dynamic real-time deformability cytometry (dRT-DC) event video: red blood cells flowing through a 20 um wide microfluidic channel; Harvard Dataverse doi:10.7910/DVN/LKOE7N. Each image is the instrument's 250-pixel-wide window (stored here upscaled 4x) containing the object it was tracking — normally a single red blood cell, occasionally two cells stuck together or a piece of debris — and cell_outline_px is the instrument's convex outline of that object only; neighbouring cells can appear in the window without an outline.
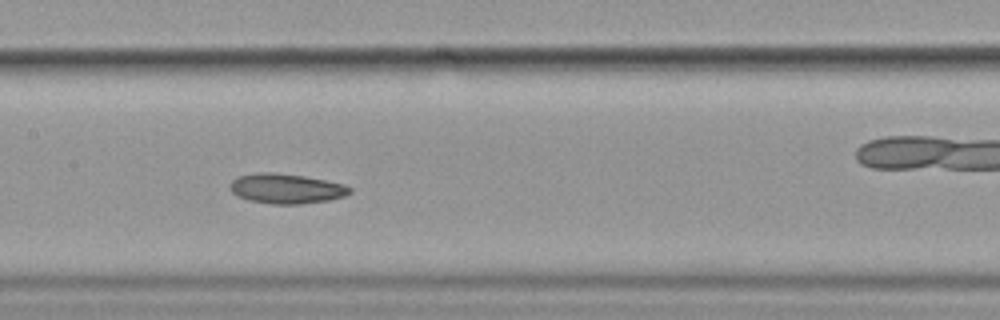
{"species": "common noctule bat (a hibernating species)", "species_latin": "Nyctalus noctula", "temperature_condition": "cold", "stored_images_in_passage": 8, "camera_frame_rate_fps": 3000, "um_per_image_px": 0.085, "animal": {"sex": "female", "body_mass_g": 19.9}, "frame": {"image": 1, "passage_image": 7, "time_ms": 7.0, "image_size_px": [1000, 320], "cell_outline_px": [[352, 192], [344, 196], [328, 200], [300, 204], [272, 204], [248, 200], [236, 196], [228, 188], [228, 184], [236, 176], [260, 172], [272, 172], [304, 176], [344, 184], [352, 188]], "centroid_in_image_um": [24.28, 16.03], "position_along_channel_um": 183.1, "area_um2": 21.04}}